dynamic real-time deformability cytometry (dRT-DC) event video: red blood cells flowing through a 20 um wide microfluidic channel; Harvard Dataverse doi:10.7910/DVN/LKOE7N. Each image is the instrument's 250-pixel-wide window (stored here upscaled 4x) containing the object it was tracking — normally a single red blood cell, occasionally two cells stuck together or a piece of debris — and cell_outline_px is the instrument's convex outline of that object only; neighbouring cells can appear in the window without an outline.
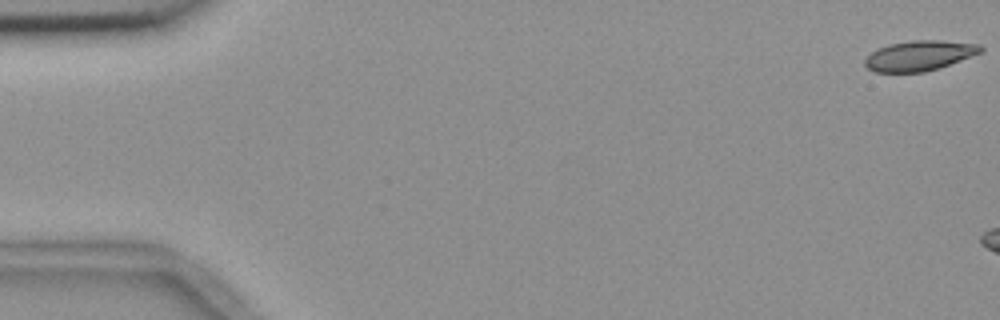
{"species": "common noctule bat (a hibernating species)", "species_latin": "Nyctalus noctula", "temperature_condition": "room temperature", "stored_images_in_passage": 11, "camera_frame_rate_fps": 3000, "um_per_image_px": 0.085, "animal": {"sex": "female", "body_mass_g": 18.4}, "frame": {"image": 1, "passage_image": 1, "time_ms": 0.0, "image_size_px": [1000, 320], "cell_outline_px": [[984, 48], [980, 52], [948, 64], [924, 72], [876, 72], [868, 68], [864, 64], [864, 60], [876, 48], [888, 44], [908, 40], [940, 40], [980, 44]], "centroid_in_image_um": [78.09, 4.71], "position_along_channel_um": 6.9, "area_um2": 20.11}}